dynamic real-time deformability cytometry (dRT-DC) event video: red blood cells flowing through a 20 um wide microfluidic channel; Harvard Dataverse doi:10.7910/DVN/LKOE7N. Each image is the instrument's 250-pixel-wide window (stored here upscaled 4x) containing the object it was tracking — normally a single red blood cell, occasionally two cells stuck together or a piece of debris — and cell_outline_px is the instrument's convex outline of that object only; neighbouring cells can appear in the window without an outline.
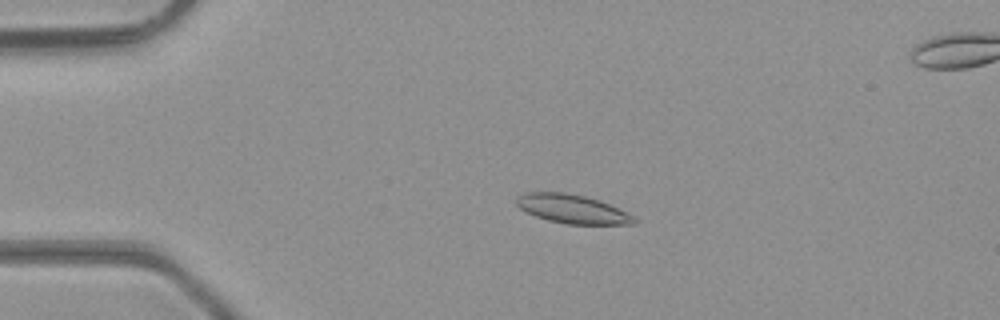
{"species": "common noctule bat (a hibernating species)", "species_latin": "Nyctalus noctula", "temperature_condition": "room temperature", "stored_images_in_passage": 48, "camera_frame_rate_fps": 3000, "um_per_image_px": 0.085, "animal": {"sex": "male", "body_mass_g": 23.1, "forearm_length_mm": 52.7}, "frame": {"image": 1, "passage_image": 10, "time_ms": 3.0, "image_size_px": [1000, 320], "cell_outline_px": [[636, 224], [568, 224], [548, 220], [536, 216], [520, 208], [516, 204], [516, 196], [524, 192], [568, 192], [600, 200], [628, 212], [636, 220]], "centroid_in_image_um": [48.64, 17.75], "position_along_channel_um": 36.4, "area_um2": 19.77}}
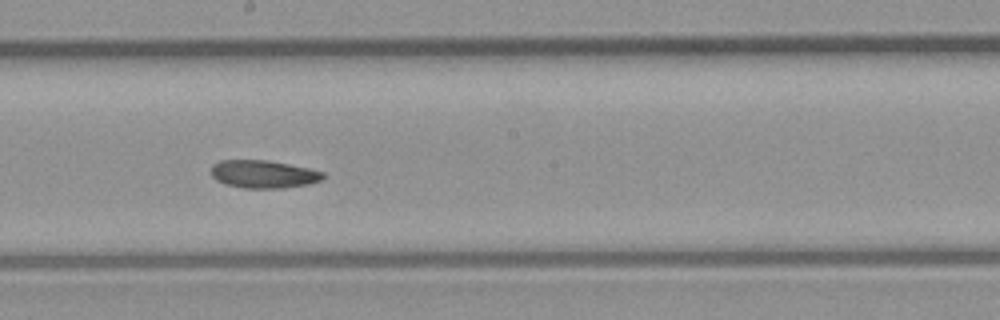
{"frame": {"image": 2, "passage_image": 26, "time_ms": 8.333, "image_size_px": [1000, 320], "cell_outline_px": [[324, 180], [308, 184], [284, 188], [244, 188], [224, 184], [216, 180], [212, 176], [212, 164], [220, 160], [268, 160], [308, 168], [324, 172]], "centroid_in_image_um": [22.4, 14.8], "position_along_channel_um": 225.8, "area_um2": 18.26}}
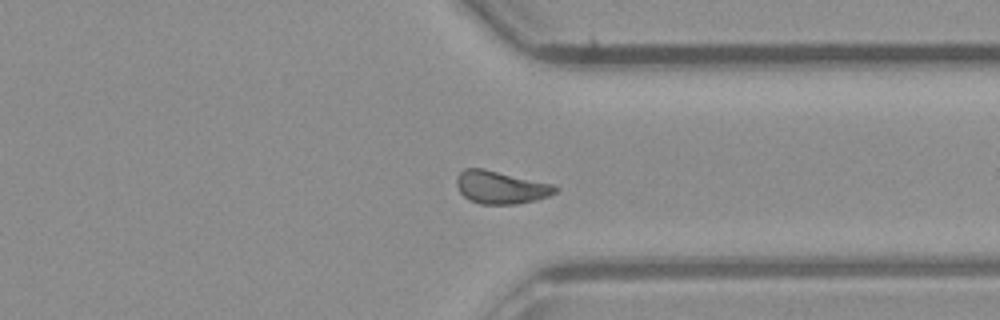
{"frame": {"image": 3, "passage_image": 36, "time_ms": 11.667, "image_size_px": [1000, 320], "cell_outline_px": [[560, 188], [556, 192], [548, 196], [536, 200], [516, 204], [480, 204], [468, 200], [460, 192], [456, 184], [456, 176], [464, 168], [484, 168], [556, 184]], "centroid_in_image_um": [42.59, 15.91], "position_along_channel_um": 368.8, "area_um2": 19.25}, "authors_computed_cell_mechanics": {"area_um2": 18.9584, "velocity_mm_per_s": 4.313, "shape_relaxation_time_tau1_ms": null, "shape_relaxation_time_tau2_ms": 4.6961, "deformation_change_tau1": null, "deformation_change_tau2": 0.094}}